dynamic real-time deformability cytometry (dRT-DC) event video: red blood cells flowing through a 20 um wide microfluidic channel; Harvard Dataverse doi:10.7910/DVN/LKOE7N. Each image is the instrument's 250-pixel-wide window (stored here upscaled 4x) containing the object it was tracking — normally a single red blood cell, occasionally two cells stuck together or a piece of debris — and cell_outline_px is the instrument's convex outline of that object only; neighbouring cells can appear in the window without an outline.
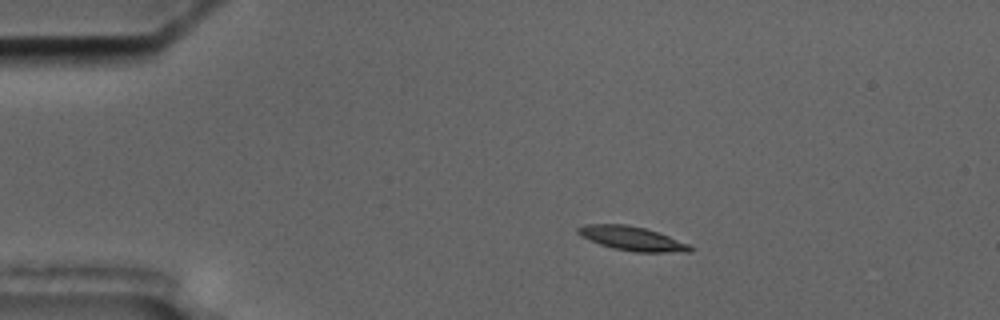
{"species": "common noctule bat (a hibernating species)", "species_latin": "Nyctalus noctula", "temperature_condition": "cold", "stored_images_in_passage": 5, "camera_frame_rate_fps": 3000, "um_per_image_px": 0.085, "animal": {"sex": "male", "body_mass_g": 17.5, "forearm_length_mm": 52.3}, "frame": {"image": 1, "passage_image": 2, "time_ms": 1.333, "image_size_px": [1000, 320], "cell_outline_px": [[696, 248], [692, 252], [636, 252], [612, 248], [600, 244], [580, 236], [576, 232], [576, 228], [584, 224], [624, 224], [644, 228], [668, 236], [688, 244]], "centroid_in_image_um": [53.71, 20.28], "position_along_channel_um": 31.3, "area_um2": 15.72}}
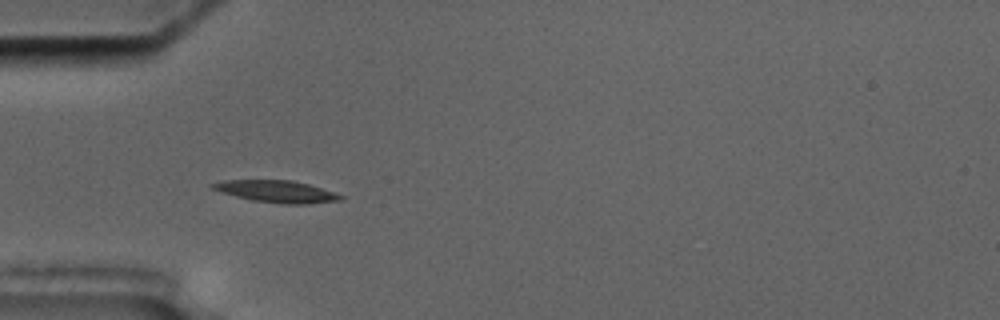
{"frame": {"image": 2, "passage_image": 4, "time_ms": 3.667, "image_size_px": [1000, 320], "cell_outline_px": [[344, 200], [308, 204], [280, 204], [252, 200], [220, 192], [208, 188], [208, 184], [224, 180], [292, 180], [308, 184], [344, 196]], "centroid_in_image_um": [23.46, 16.28], "position_along_channel_um": 61.5, "area_um2": 16.53}}